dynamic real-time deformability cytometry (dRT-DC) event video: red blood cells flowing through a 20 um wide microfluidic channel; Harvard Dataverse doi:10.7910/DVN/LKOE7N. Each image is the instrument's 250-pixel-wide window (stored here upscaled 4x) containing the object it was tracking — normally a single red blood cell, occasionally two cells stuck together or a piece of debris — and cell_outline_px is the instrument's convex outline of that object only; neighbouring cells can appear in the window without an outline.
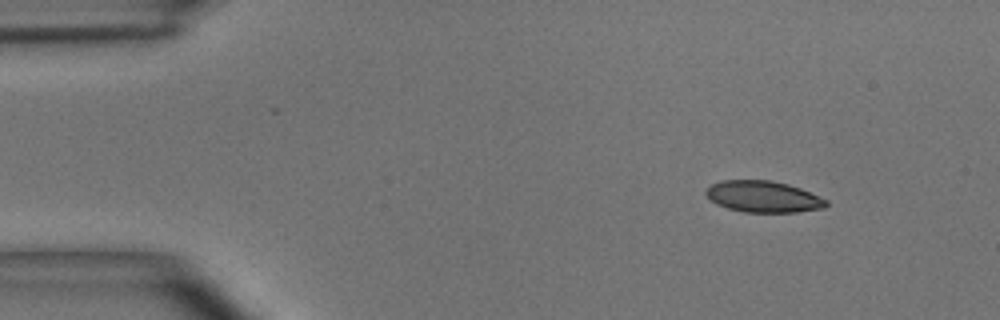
{"species": "common noctule bat (a hibernating species)", "species_latin": "Nyctalus noctula", "temperature_condition": "room temperature", "stored_images_in_passage": 49, "camera_frame_rate_fps": 3000, "um_per_image_px": 0.085, "animal": {"sex": "male", "body_mass_g": 15.6}, "frame": {"image": 1, "passage_image": 1, "time_ms": 0.0, "image_size_px": [1000, 320], "cell_outline_px": [[828, 204], [824, 208], [796, 212], [744, 212], [728, 208], [716, 204], [704, 192], [712, 184], [720, 180], [768, 180], [788, 184], [800, 188], [828, 200]], "centroid_in_image_um": [64.88, 16.71], "position_along_channel_um": 20.1, "area_um2": 21.91}}
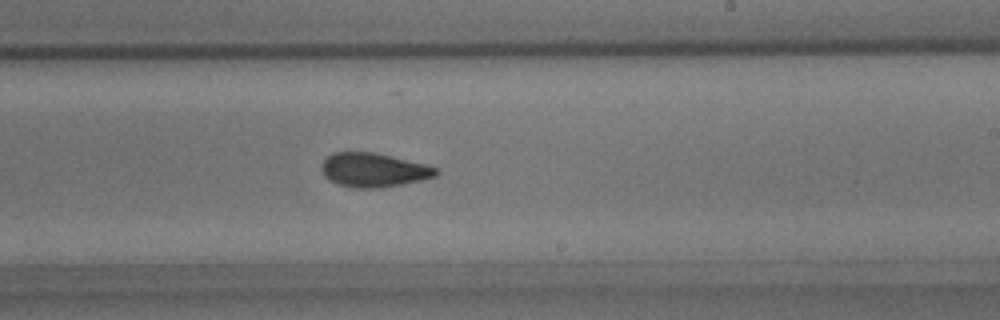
{"frame": {"image": 2, "passage_image": 27, "time_ms": 8.667, "image_size_px": [1000, 320], "cell_outline_px": [[440, 172], [436, 176], [420, 180], [380, 188], [356, 188], [336, 184], [324, 176], [320, 168], [320, 164], [332, 152], [376, 152], [428, 164], [436, 168]], "centroid_in_image_um": [31.75, 14.44], "position_along_channel_um": 257.3, "area_um2": 22.95}}
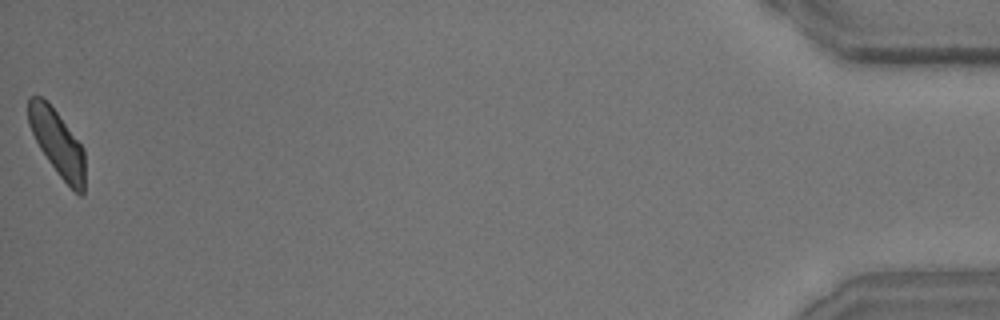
{"frame": {"image": 3, "passage_image": 49, "time_ms": 16.0, "image_size_px": [1000, 320], "cell_outline_px": [[84, 192], [80, 196], [56, 172], [40, 148], [28, 124], [28, 96], [40, 96], [56, 112], [84, 148]], "centroid_in_image_um": [4.87, 12.15], "position_along_channel_um": 430.3, "area_um2": 21.15}, "authors_computed_cell_mechanics": {"area_um2": 22.8888, "velocity_mm_per_s": 3.6615, "shape_relaxation_time_tau1_ms": 5.194, "shape_relaxation_time_tau2_ms": 1.7539, "deformation_change_tau1": 0.1429, "deformation_change_tau2": 0.0811}}